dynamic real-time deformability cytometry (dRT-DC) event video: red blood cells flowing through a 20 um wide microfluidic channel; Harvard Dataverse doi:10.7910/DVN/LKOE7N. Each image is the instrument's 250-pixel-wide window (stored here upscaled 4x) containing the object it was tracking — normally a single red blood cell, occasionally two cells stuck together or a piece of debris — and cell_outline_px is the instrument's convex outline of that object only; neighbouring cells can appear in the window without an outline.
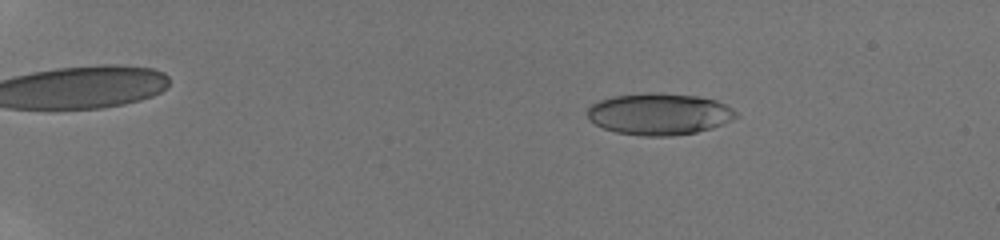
{"species": "human", "species_latin": "Homo sapiens", "temperature_condition": "room temperature", "stored_images_in_passage": 25, "camera_frame_rate_fps": 3000, "um_per_image_px": 0.085, "donor": {"sex": "male"}, "frame": {"image": 1, "passage_image": 11, "time_ms": 3.333, "image_size_px": [1000, 240], "cell_outline_px": [[740, 116], [724, 124], [712, 128], [696, 132], [672, 136], [644, 136], [616, 132], [604, 128], [588, 120], [588, 108], [592, 104], [600, 100], [612, 96], [644, 92], [656, 92], [696, 96], [716, 100], [732, 108]], "centroid_in_image_um": [56.05, 9.69], "position_along_channel_um": 29.0, "area_um2": 36.3}}
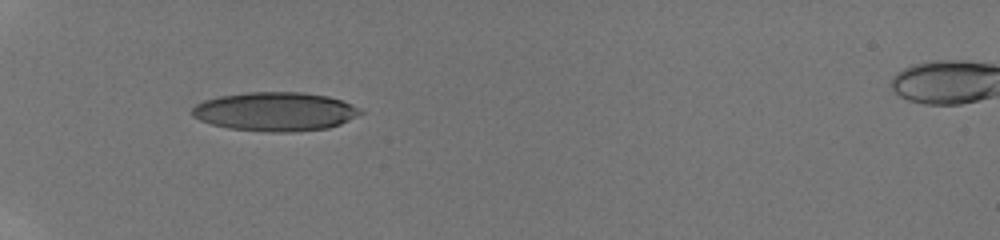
{"frame": {"image": 2, "passage_image": 21, "time_ms": 6.667, "image_size_px": [1000, 240], "cell_outline_px": [[364, 112], [340, 124], [328, 128], [292, 132], [268, 132], [228, 128], [212, 124], [200, 120], [192, 116], [192, 108], [196, 104], [204, 100], [220, 96], [248, 92], [304, 92], [328, 96], [340, 100], [360, 108]], "centroid_in_image_um": [23.38, 9.48], "position_along_channel_um": 61.6, "area_um2": 38.09}}
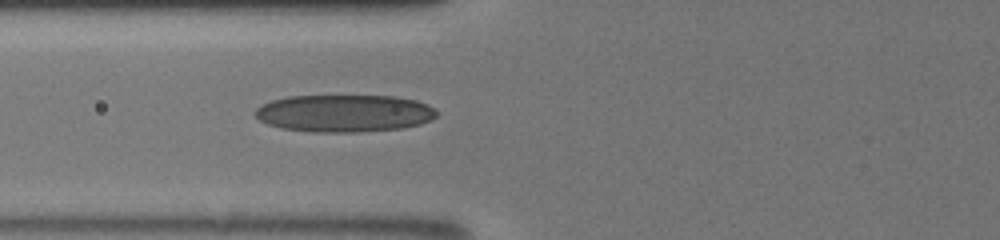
{"frame": {"image": 3, "passage_image": 25, "time_ms": 8.0, "image_size_px": [1000, 240], "cell_outline_px": [[436, 116], [420, 124], [400, 128], [356, 132], [312, 132], [280, 128], [268, 124], [260, 120], [252, 112], [260, 104], [272, 100], [288, 96], [392, 96], [416, 100], [428, 104], [436, 108]], "centroid_in_image_um": [29.22, 9.62], "position_along_channel_um": 96.6, "area_um2": 39.59}}